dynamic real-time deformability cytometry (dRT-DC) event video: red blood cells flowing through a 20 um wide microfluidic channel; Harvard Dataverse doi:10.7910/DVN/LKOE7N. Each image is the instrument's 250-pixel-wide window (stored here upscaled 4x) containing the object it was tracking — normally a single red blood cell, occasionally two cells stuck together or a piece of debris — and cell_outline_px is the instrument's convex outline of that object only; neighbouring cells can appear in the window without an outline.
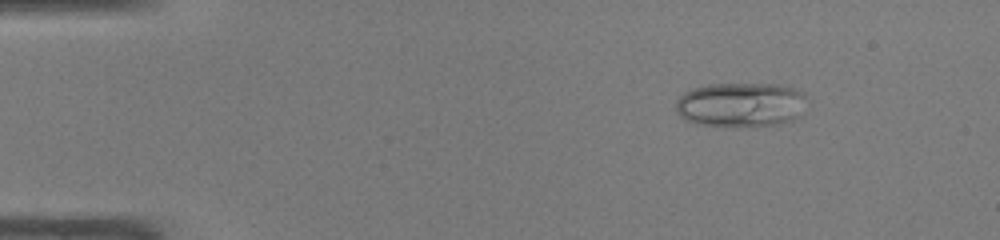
{"species": "common noctule bat (a hibernating species)", "species_latin": "Nyctalus noctula", "temperature_condition": "warm", "stored_images_in_passage": 47, "camera_frame_rate_fps": 3000, "um_per_image_px": 0.085, "animal": {"sex": "male", "body_mass_g": 19.0, "forearm_length_mm": 50.8}, "frame": {"image": 1, "passage_image": 6, "time_ms": 1.667, "image_size_px": [1000, 240], "cell_outline_px": [[804, 96], [800, 116], [792, 120], [780, 124], [748, 128], [704, 124], [684, 120], [676, 112], [676, 100], [684, 92], [692, 88], [708, 84], [776, 84], [796, 88]], "centroid_in_image_um": [62.93, 8.91], "position_along_channel_um": 22.1, "area_um2": 34.28}}
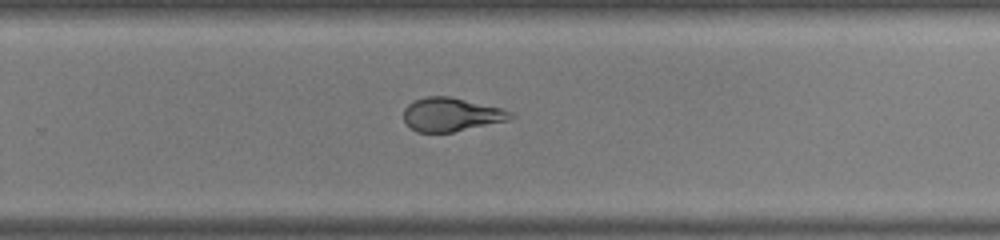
{"frame": {"image": 2, "passage_image": 31, "time_ms": 10.0, "image_size_px": [1000, 240], "cell_outline_px": [[516, 116], [508, 120], [452, 132], [416, 132], [404, 120], [404, 108], [408, 104], [424, 96], [448, 96], [500, 108], [512, 112]], "centroid_in_image_um": [38.34, 9.73], "position_along_channel_um": 291.5, "area_um2": 20.63}}
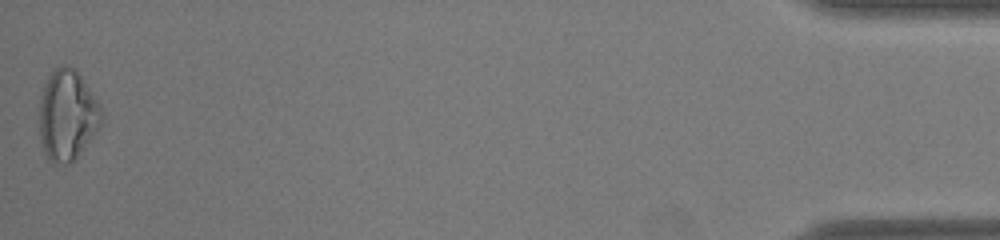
{"frame": {"image": 3, "passage_image": 47, "time_ms": 15.333, "image_size_px": [1000, 240], "cell_outline_px": [[104, 116], [96, 132], [84, 148], [68, 164], [52, 164], [48, 160], [44, 152], [40, 140], [40, 96], [44, 84], [48, 76], [60, 64], [64, 64], [76, 68], [100, 104]], "centroid_in_image_um": [5.72, 9.77], "position_along_channel_um": 429.5, "area_um2": 33.06}, "authors_computed_cell_mechanics": {"area_um2": 25.0852, "velocity_mm_per_s": 4.2621, "shape_relaxation_time_tau1_ms": null, "shape_relaxation_time_tau2_ms": 0.827, "deformation_change_tau1": null, "deformation_change_tau2": 0.0536}}